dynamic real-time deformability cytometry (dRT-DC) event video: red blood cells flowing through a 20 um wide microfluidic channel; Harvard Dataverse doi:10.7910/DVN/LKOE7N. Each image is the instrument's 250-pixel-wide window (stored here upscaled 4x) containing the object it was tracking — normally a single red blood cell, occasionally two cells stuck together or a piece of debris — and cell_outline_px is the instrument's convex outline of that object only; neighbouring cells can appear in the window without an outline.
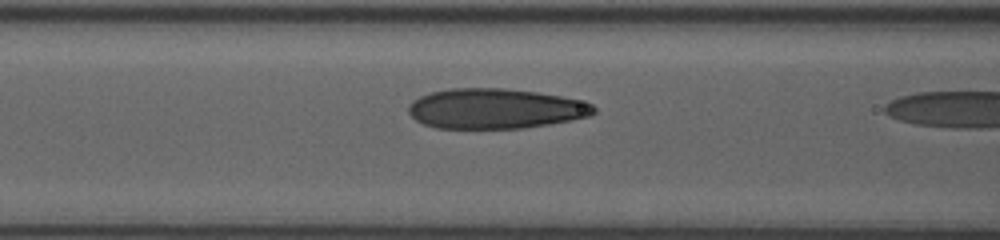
{"species": "human", "species_latin": "Homo sapiens", "temperature_condition": "room temperature", "stored_images_in_passage": 14, "camera_frame_rate_fps": 3000, "um_per_image_px": 0.085, "donor": {"sex": "female"}, "frame": {"image": 1, "passage_image": 12, "time_ms": 1670.667, "image_size_px": [1000, 240], "cell_outline_px": [[596, 112], [588, 116], [548, 124], [524, 128], [436, 128], [424, 124], [416, 120], [408, 112], [408, 104], [412, 100], [420, 96], [432, 92], [448, 88], [504, 88], [536, 92], [584, 100], [592, 104], [596, 108]], "centroid_in_image_um": [42.08, 9.23], "position_along_channel_um": 124.5, "area_um2": 43.35}}